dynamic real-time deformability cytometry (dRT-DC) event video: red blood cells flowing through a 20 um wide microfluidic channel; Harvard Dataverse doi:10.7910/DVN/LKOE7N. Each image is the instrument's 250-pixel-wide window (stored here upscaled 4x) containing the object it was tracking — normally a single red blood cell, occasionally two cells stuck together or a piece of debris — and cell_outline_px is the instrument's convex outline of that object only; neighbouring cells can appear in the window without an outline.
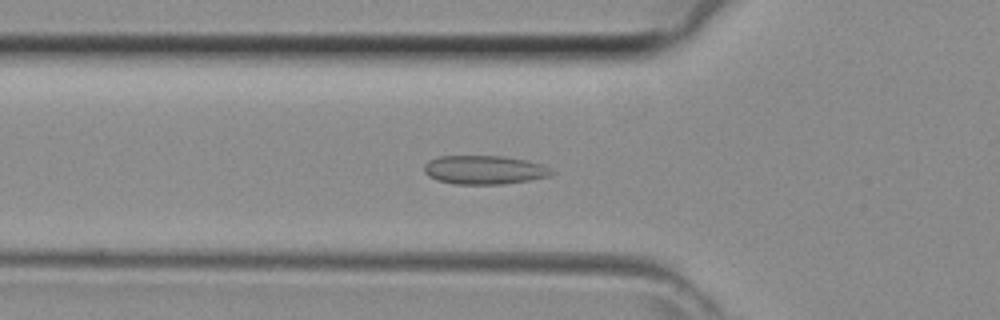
{"species": "common noctule bat (a hibernating species)", "species_latin": "Nyctalus noctula", "temperature_condition": "room temperature", "stored_images_in_passage": 44, "camera_frame_rate_fps": 3000, "um_per_image_px": 0.085, "animal": {"sex": "female", "body_mass_g": 29.2, "forearm_length_mm": 56.3}, "frame": {"image": 1, "passage_image": 15, "time_ms": 4.667, "image_size_px": [1000, 320], "cell_outline_px": [[556, 172], [548, 176], [528, 180], [500, 184], [456, 184], [436, 180], [428, 176], [424, 172], [424, 164], [428, 160], [440, 156], [504, 156], [528, 160], [540, 164]], "centroid_in_image_um": [41.12, 14.43], "position_along_channel_um": 84.7, "area_um2": 21.33}}
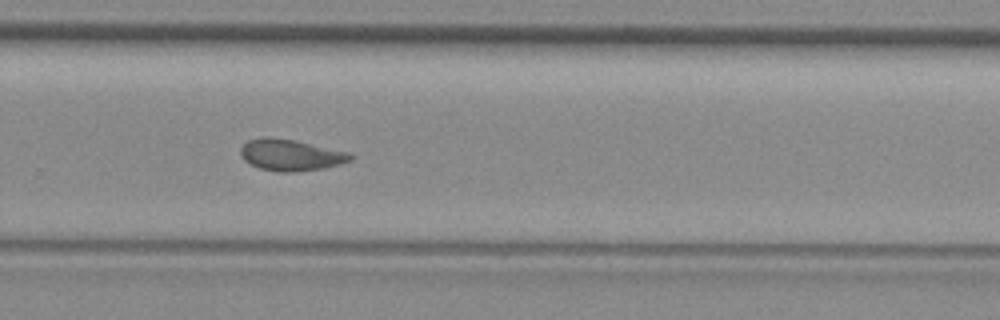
{"frame": {"image": 2, "passage_image": 29, "time_ms": 9.333, "image_size_px": [1000, 320], "cell_outline_px": [[356, 156], [352, 160], [340, 164], [324, 168], [292, 172], [276, 172], [260, 168], [244, 160], [240, 156], [240, 148], [248, 140], [264, 136], [268, 136], [296, 140], [352, 152]], "centroid_in_image_um": [24.76, 13.16], "position_along_channel_um": 305.0, "area_um2": 20.52}}
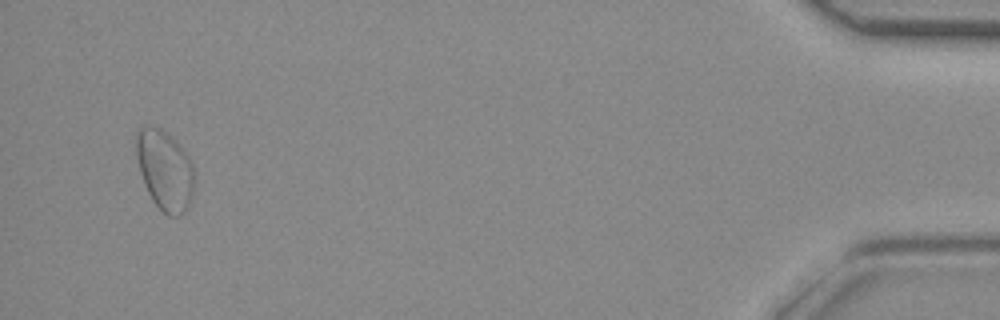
{"frame": {"image": 3, "passage_image": 42, "time_ms": 13.667, "image_size_px": [1000, 320], "cell_outline_px": [[196, 172], [192, 192], [188, 204], [184, 212], [180, 216], [168, 216], [152, 200], [144, 184], [140, 172], [136, 156], [136, 132], [140, 128], [160, 128], [188, 156]], "centroid_in_image_um": [14.01, 14.51], "position_along_channel_um": 421.2, "area_um2": 26.47}}